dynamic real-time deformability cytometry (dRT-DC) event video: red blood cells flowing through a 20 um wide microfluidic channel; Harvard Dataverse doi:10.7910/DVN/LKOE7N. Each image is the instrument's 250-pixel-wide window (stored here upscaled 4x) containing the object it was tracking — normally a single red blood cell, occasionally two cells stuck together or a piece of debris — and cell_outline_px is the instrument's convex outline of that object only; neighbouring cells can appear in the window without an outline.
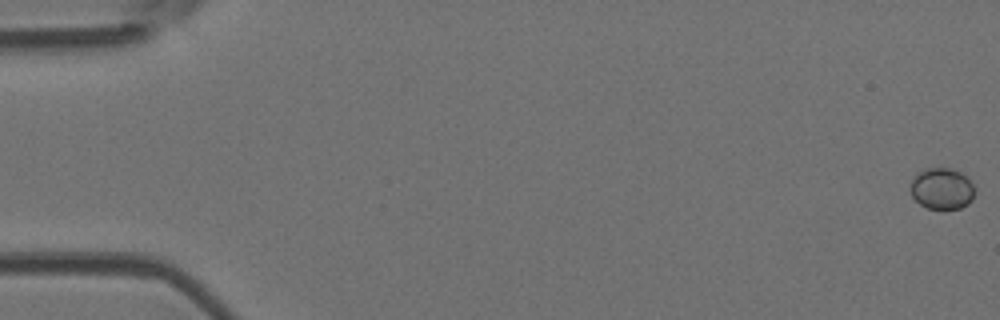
{"species": "Egyptian fruit bat (a non-hibernating species)", "species_latin": "Rousettus aegyptiacus", "temperature_condition": "room temperature", "stored_images_in_passage": 54, "camera_frame_rate_fps": 3000, "um_per_image_px": 0.085, "animal": {"sex": "female"}, "frame": {"image": 1, "passage_image": 1, "time_ms": 0.0, "image_size_px": [1000, 320], "cell_outline_px": [[972, 200], [968, 204], [960, 208], [928, 208], [920, 204], [912, 196], [912, 180], [924, 168], [952, 168], [960, 172], [972, 184]], "centroid_in_image_um": [80.05, 16.03], "position_along_channel_um": 4.9, "area_um2": 14.97}}
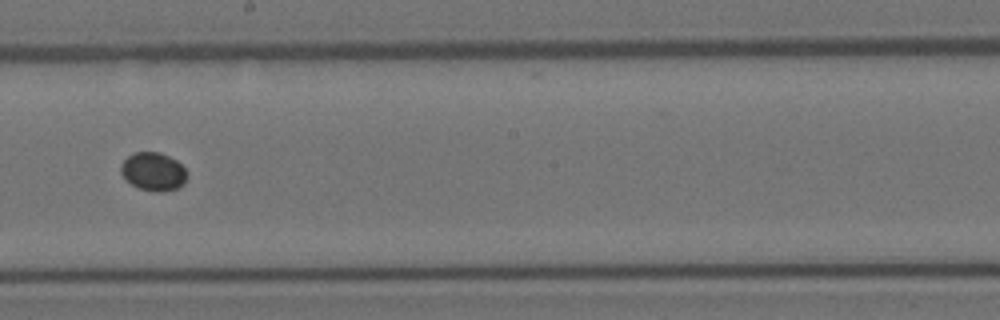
{"frame": {"image": 2, "passage_image": 31, "time_ms": 10.0, "image_size_px": [1000, 320], "cell_outline_px": [[188, 176], [184, 184], [180, 188], [160, 192], [156, 192], [140, 188], [132, 184], [120, 172], [120, 164], [128, 156], [136, 152], [160, 152], [176, 160], [184, 168]], "centroid_in_image_um": [13.06, 14.59], "position_along_channel_um": 235.1, "area_um2": 14.74}}
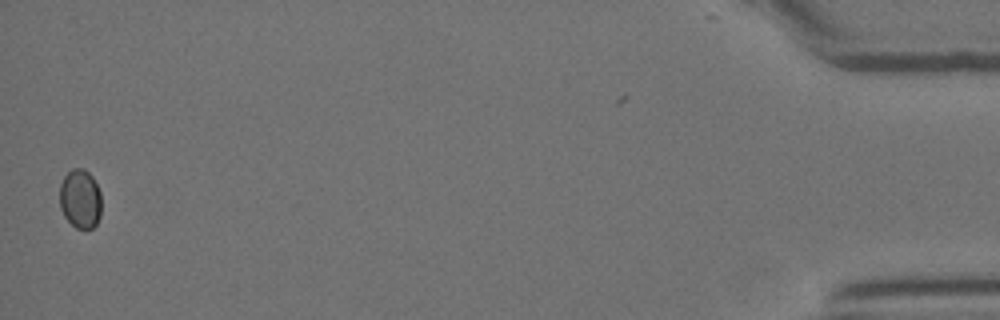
{"frame": {"image": 3, "passage_image": 53, "time_ms": 17.333, "image_size_px": [1000, 320], "cell_outline_px": [[100, 216], [96, 224], [92, 228], [76, 228], [64, 216], [60, 208], [60, 184], [64, 176], [72, 168], [84, 168], [92, 176], [100, 192]], "centroid_in_image_um": [6.81, 16.89], "position_along_channel_um": 428.4, "area_um2": 14.33}}